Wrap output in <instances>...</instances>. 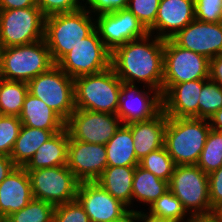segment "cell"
Here are the masks:
<instances>
[{
  "instance_id": "f546056e",
  "label": "cell",
  "mask_w": 222,
  "mask_h": 222,
  "mask_svg": "<svg viewBox=\"0 0 222 222\" xmlns=\"http://www.w3.org/2000/svg\"><path fill=\"white\" fill-rule=\"evenodd\" d=\"M55 206L33 198L21 210L9 215L3 222H53Z\"/></svg>"
},
{
  "instance_id": "e0dca14e",
  "label": "cell",
  "mask_w": 222,
  "mask_h": 222,
  "mask_svg": "<svg viewBox=\"0 0 222 222\" xmlns=\"http://www.w3.org/2000/svg\"><path fill=\"white\" fill-rule=\"evenodd\" d=\"M171 40L179 47L206 56L209 60L222 54V22L194 19Z\"/></svg>"
},
{
  "instance_id": "277c9868",
  "label": "cell",
  "mask_w": 222,
  "mask_h": 222,
  "mask_svg": "<svg viewBox=\"0 0 222 222\" xmlns=\"http://www.w3.org/2000/svg\"><path fill=\"white\" fill-rule=\"evenodd\" d=\"M121 85L112 67L74 78L75 109L117 114Z\"/></svg>"
},
{
  "instance_id": "bcb514c9",
  "label": "cell",
  "mask_w": 222,
  "mask_h": 222,
  "mask_svg": "<svg viewBox=\"0 0 222 222\" xmlns=\"http://www.w3.org/2000/svg\"><path fill=\"white\" fill-rule=\"evenodd\" d=\"M211 129L216 131L222 130V108L215 112L208 120Z\"/></svg>"
},
{
  "instance_id": "7402d4cb",
  "label": "cell",
  "mask_w": 222,
  "mask_h": 222,
  "mask_svg": "<svg viewBox=\"0 0 222 222\" xmlns=\"http://www.w3.org/2000/svg\"><path fill=\"white\" fill-rule=\"evenodd\" d=\"M68 146L69 133L65 128L43 143L24 168L37 170L67 165Z\"/></svg>"
},
{
  "instance_id": "7dc6e473",
  "label": "cell",
  "mask_w": 222,
  "mask_h": 222,
  "mask_svg": "<svg viewBox=\"0 0 222 222\" xmlns=\"http://www.w3.org/2000/svg\"><path fill=\"white\" fill-rule=\"evenodd\" d=\"M137 222L136 219V211L130 212L127 216H125L121 221L118 222Z\"/></svg>"
},
{
  "instance_id": "484cf974",
  "label": "cell",
  "mask_w": 222,
  "mask_h": 222,
  "mask_svg": "<svg viewBox=\"0 0 222 222\" xmlns=\"http://www.w3.org/2000/svg\"><path fill=\"white\" fill-rule=\"evenodd\" d=\"M131 128L121 124L114 136L105 144L108 166H138Z\"/></svg>"
},
{
  "instance_id": "d4e9b609",
  "label": "cell",
  "mask_w": 222,
  "mask_h": 222,
  "mask_svg": "<svg viewBox=\"0 0 222 222\" xmlns=\"http://www.w3.org/2000/svg\"><path fill=\"white\" fill-rule=\"evenodd\" d=\"M62 130H45L22 125L10 157L16 167H25L37 149Z\"/></svg>"
},
{
  "instance_id": "ab89813d",
  "label": "cell",
  "mask_w": 222,
  "mask_h": 222,
  "mask_svg": "<svg viewBox=\"0 0 222 222\" xmlns=\"http://www.w3.org/2000/svg\"><path fill=\"white\" fill-rule=\"evenodd\" d=\"M85 8L92 14L113 12L127 8V0H86ZM86 4H89L87 7Z\"/></svg>"
},
{
  "instance_id": "5b68a950",
  "label": "cell",
  "mask_w": 222,
  "mask_h": 222,
  "mask_svg": "<svg viewBox=\"0 0 222 222\" xmlns=\"http://www.w3.org/2000/svg\"><path fill=\"white\" fill-rule=\"evenodd\" d=\"M54 65L49 48L42 39L27 45L6 47L0 71L3 79L28 83Z\"/></svg>"
},
{
  "instance_id": "74e56055",
  "label": "cell",
  "mask_w": 222,
  "mask_h": 222,
  "mask_svg": "<svg viewBox=\"0 0 222 222\" xmlns=\"http://www.w3.org/2000/svg\"><path fill=\"white\" fill-rule=\"evenodd\" d=\"M45 17L54 14L73 12L82 9L84 5L80 0H36ZM85 2V0H81Z\"/></svg>"
},
{
  "instance_id": "5bb4252c",
  "label": "cell",
  "mask_w": 222,
  "mask_h": 222,
  "mask_svg": "<svg viewBox=\"0 0 222 222\" xmlns=\"http://www.w3.org/2000/svg\"><path fill=\"white\" fill-rule=\"evenodd\" d=\"M76 199L91 222H118L130 213L125 204L95 181L79 183Z\"/></svg>"
},
{
  "instance_id": "d6a6232c",
  "label": "cell",
  "mask_w": 222,
  "mask_h": 222,
  "mask_svg": "<svg viewBox=\"0 0 222 222\" xmlns=\"http://www.w3.org/2000/svg\"><path fill=\"white\" fill-rule=\"evenodd\" d=\"M222 108V87L215 81L207 79L203 84L199 98V118L209 120Z\"/></svg>"
},
{
  "instance_id": "1f68e13d",
  "label": "cell",
  "mask_w": 222,
  "mask_h": 222,
  "mask_svg": "<svg viewBox=\"0 0 222 222\" xmlns=\"http://www.w3.org/2000/svg\"><path fill=\"white\" fill-rule=\"evenodd\" d=\"M139 165L153 173L156 177L168 182L176 166L165 146L150 152L140 160Z\"/></svg>"
},
{
  "instance_id": "ba28073f",
  "label": "cell",
  "mask_w": 222,
  "mask_h": 222,
  "mask_svg": "<svg viewBox=\"0 0 222 222\" xmlns=\"http://www.w3.org/2000/svg\"><path fill=\"white\" fill-rule=\"evenodd\" d=\"M45 16L38 6L0 10V37L5 47L44 39Z\"/></svg>"
},
{
  "instance_id": "6da1fadb",
  "label": "cell",
  "mask_w": 222,
  "mask_h": 222,
  "mask_svg": "<svg viewBox=\"0 0 222 222\" xmlns=\"http://www.w3.org/2000/svg\"><path fill=\"white\" fill-rule=\"evenodd\" d=\"M152 37L148 33L131 40L117 47L111 57V67L122 82L135 84V81H141L151 94L162 93L165 46V40L156 34Z\"/></svg>"
},
{
  "instance_id": "4dcf8cb0",
  "label": "cell",
  "mask_w": 222,
  "mask_h": 222,
  "mask_svg": "<svg viewBox=\"0 0 222 222\" xmlns=\"http://www.w3.org/2000/svg\"><path fill=\"white\" fill-rule=\"evenodd\" d=\"M149 213L173 222H185L187 212L181 201L170 191H166L154 203L150 205Z\"/></svg>"
},
{
  "instance_id": "52a82bcc",
  "label": "cell",
  "mask_w": 222,
  "mask_h": 222,
  "mask_svg": "<svg viewBox=\"0 0 222 222\" xmlns=\"http://www.w3.org/2000/svg\"><path fill=\"white\" fill-rule=\"evenodd\" d=\"M169 190L191 215L212 212L208 174L197 165H177L168 182Z\"/></svg>"
},
{
  "instance_id": "d6986e66",
  "label": "cell",
  "mask_w": 222,
  "mask_h": 222,
  "mask_svg": "<svg viewBox=\"0 0 222 222\" xmlns=\"http://www.w3.org/2000/svg\"><path fill=\"white\" fill-rule=\"evenodd\" d=\"M194 7L195 0H160L155 23L149 33L155 34L156 31L158 38L171 39L195 19Z\"/></svg>"
},
{
  "instance_id": "ffe728a7",
  "label": "cell",
  "mask_w": 222,
  "mask_h": 222,
  "mask_svg": "<svg viewBox=\"0 0 222 222\" xmlns=\"http://www.w3.org/2000/svg\"><path fill=\"white\" fill-rule=\"evenodd\" d=\"M32 199L28 172L24 167L14 168L0 183V221L24 208Z\"/></svg>"
},
{
  "instance_id": "4316f807",
  "label": "cell",
  "mask_w": 222,
  "mask_h": 222,
  "mask_svg": "<svg viewBox=\"0 0 222 222\" xmlns=\"http://www.w3.org/2000/svg\"><path fill=\"white\" fill-rule=\"evenodd\" d=\"M169 190L168 181L156 177L150 171L136 166L132 184V204L134 199L149 204L154 203L161 195Z\"/></svg>"
},
{
  "instance_id": "681fc988",
  "label": "cell",
  "mask_w": 222,
  "mask_h": 222,
  "mask_svg": "<svg viewBox=\"0 0 222 222\" xmlns=\"http://www.w3.org/2000/svg\"><path fill=\"white\" fill-rule=\"evenodd\" d=\"M217 212L220 214V216L222 218V206L217 210Z\"/></svg>"
},
{
  "instance_id": "9c48e42d",
  "label": "cell",
  "mask_w": 222,
  "mask_h": 222,
  "mask_svg": "<svg viewBox=\"0 0 222 222\" xmlns=\"http://www.w3.org/2000/svg\"><path fill=\"white\" fill-rule=\"evenodd\" d=\"M111 57L112 52L104 45L95 29L56 65L74 79L109 69L111 67Z\"/></svg>"
},
{
  "instance_id": "30bf717a",
  "label": "cell",
  "mask_w": 222,
  "mask_h": 222,
  "mask_svg": "<svg viewBox=\"0 0 222 222\" xmlns=\"http://www.w3.org/2000/svg\"><path fill=\"white\" fill-rule=\"evenodd\" d=\"M26 171L30 177L33 198L54 206L76 199L80 182L67 165Z\"/></svg>"
},
{
  "instance_id": "83f0119b",
  "label": "cell",
  "mask_w": 222,
  "mask_h": 222,
  "mask_svg": "<svg viewBox=\"0 0 222 222\" xmlns=\"http://www.w3.org/2000/svg\"><path fill=\"white\" fill-rule=\"evenodd\" d=\"M27 94L26 82L3 79L0 83V115L19 117Z\"/></svg>"
},
{
  "instance_id": "7c38bea8",
  "label": "cell",
  "mask_w": 222,
  "mask_h": 222,
  "mask_svg": "<svg viewBox=\"0 0 222 222\" xmlns=\"http://www.w3.org/2000/svg\"><path fill=\"white\" fill-rule=\"evenodd\" d=\"M116 114L75 109L65 122L69 139L105 145L121 126Z\"/></svg>"
},
{
  "instance_id": "ac0fdd59",
  "label": "cell",
  "mask_w": 222,
  "mask_h": 222,
  "mask_svg": "<svg viewBox=\"0 0 222 222\" xmlns=\"http://www.w3.org/2000/svg\"><path fill=\"white\" fill-rule=\"evenodd\" d=\"M206 80L162 86V110L167 117L199 118V98Z\"/></svg>"
},
{
  "instance_id": "836d02e7",
  "label": "cell",
  "mask_w": 222,
  "mask_h": 222,
  "mask_svg": "<svg viewBox=\"0 0 222 222\" xmlns=\"http://www.w3.org/2000/svg\"><path fill=\"white\" fill-rule=\"evenodd\" d=\"M21 127L19 117L0 115V155L10 156Z\"/></svg>"
},
{
  "instance_id": "603a6c76",
  "label": "cell",
  "mask_w": 222,
  "mask_h": 222,
  "mask_svg": "<svg viewBox=\"0 0 222 222\" xmlns=\"http://www.w3.org/2000/svg\"><path fill=\"white\" fill-rule=\"evenodd\" d=\"M136 166H107L95 181L114 198L125 204L130 212L132 204V184Z\"/></svg>"
},
{
  "instance_id": "8d00e7d4",
  "label": "cell",
  "mask_w": 222,
  "mask_h": 222,
  "mask_svg": "<svg viewBox=\"0 0 222 222\" xmlns=\"http://www.w3.org/2000/svg\"><path fill=\"white\" fill-rule=\"evenodd\" d=\"M195 19L202 22H222V0H195Z\"/></svg>"
},
{
  "instance_id": "f35d334b",
  "label": "cell",
  "mask_w": 222,
  "mask_h": 222,
  "mask_svg": "<svg viewBox=\"0 0 222 222\" xmlns=\"http://www.w3.org/2000/svg\"><path fill=\"white\" fill-rule=\"evenodd\" d=\"M208 181L211 208L217 211L222 206V166L208 174Z\"/></svg>"
},
{
  "instance_id": "f907efd6",
  "label": "cell",
  "mask_w": 222,
  "mask_h": 222,
  "mask_svg": "<svg viewBox=\"0 0 222 222\" xmlns=\"http://www.w3.org/2000/svg\"><path fill=\"white\" fill-rule=\"evenodd\" d=\"M2 80H3V76H2L1 71H0V83H1Z\"/></svg>"
},
{
  "instance_id": "c3c4849f",
  "label": "cell",
  "mask_w": 222,
  "mask_h": 222,
  "mask_svg": "<svg viewBox=\"0 0 222 222\" xmlns=\"http://www.w3.org/2000/svg\"><path fill=\"white\" fill-rule=\"evenodd\" d=\"M5 48L6 47H5L4 43H3V40L0 37V64H1V61H2V57L4 55Z\"/></svg>"
},
{
  "instance_id": "d590c367",
  "label": "cell",
  "mask_w": 222,
  "mask_h": 222,
  "mask_svg": "<svg viewBox=\"0 0 222 222\" xmlns=\"http://www.w3.org/2000/svg\"><path fill=\"white\" fill-rule=\"evenodd\" d=\"M53 222H91L84 208L77 199L57 205L54 209Z\"/></svg>"
},
{
  "instance_id": "3957f363",
  "label": "cell",
  "mask_w": 222,
  "mask_h": 222,
  "mask_svg": "<svg viewBox=\"0 0 222 222\" xmlns=\"http://www.w3.org/2000/svg\"><path fill=\"white\" fill-rule=\"evenodd\" d=\"M211 127L207 119L167 117L164 146L175 165H196Z\"/></svg>"
},
{
  "instance_id": "60d3db41",
  "label": "cell",
  "mask_w": 222,
  "mask_h": 222,
  "mask_svg": "<svg viewBox=\"0 0 222 222\" xmlns=\"http://www.w3.org/2000/svg\"><path fill=\"white\" fill-rule=\"evenodd\" d=\"M209 79L217 82L222 87V54L210 59Z\"/></svg>"
},
{
  "instance_id": "7a4b0ae2",
  "label": "cell",
  "mask_w": 222,
  "mask_h": 222,
  "mask_svg": "<svg viewBox=\"0 0 222 222\" xmlns=\"http://www.w3.org/2000/svg\"><path fill=\"white\" fill-rule=\"evenodd\" d=\"M90 15L93 14L83 7L45 17L44 40L54 64L95 30V18Z\"/></svg>"
},
{
  "instance_id": "8992f818",
  "label": "cell",
  "mask_w": 222,
  "mask_h": 222,
  "mask_svg": "<svg viewBox=\"0 0 222 222\" xmlns=\"http://www.w3.org/2000/svg\"><path fill=\"white\" fill-rule=\"evenodd\" d=\"M27 84L28 93L42 100L65 122L75 111L74 79L56 64Z\"/></svg>"
},
{
  "instance_id": "f6af8a7d",
  "label": "cell",
  "mask_w": 222,
  "mask_h": 222,
  "mask_svg": "<svg viewBox=\"0 0 222 222\" xmlns=\"http://www.w3.org/2000/svg\"><path fill=\"white\" fill-rule=\"evenodd\" d=\"M135 211H136L137 222L139 221L141 222H173L170 220L162 219L161 217L154 216L150 213H145L142 210L141 211L134 210V212Z\"/></svg>"
},
{
  "instance_id": "2e32d148",
  "label": "cell",
  "mask_w": 222,
  "mask_h": 222,
  "mask_svg": "<svg viewBox=\"0 0 222 222\" xmlns=\"http://www.w3.org/2000/svg\"><path fill=\"white\" fill-rule=\"evenodd\" d=\"M107 166L105 145L69 139L67 167L80 183L96 181Z\"/></svg>"
},
{
  "instance_id": "9a60e30c",
  "label": "cell",
  "mask_w": 222,
  "mask_h": 222,
  "mask_svg": "<svg viewBox=\"0 0 222 222\" xmlns=\"http://www.w3.org/2000/svg\"><path fill=\"white\" fill-rule=\"evenodd\" d=\"M137 88L135 84L122 82L116 115L124 125L150 120L162 111V93L151 96Z\"/></svg>"
},
{
  "instance_id": "8fae6325",
  "label": "cell",
  "mask_w": 222,
  "mask_h": 222,
  "mask_svg": "<svg viewBox=\"0 0 222 222\" xmlns=\"http://www.w3.org/2000/svg\"><path fill=\"white\" fill-rule=\"evenodd\" d=\"M209 59L165 40L163 86L209 78Z\"/></svg>"
},
{
  "instance_id": "ee69618b",
  "label": "cell",
  "mask_w": 222,
  "mask_h": 222,
  "mask_svg": "<svg viewBox=\"0 0 222 222\" xmlns=\"http://www.w3.org/2000/svg\"><path fill=\"white\" fill-rule=\"evenodd\" d=\"M14 168H16V166L10 156L0 155V183Z\"/></svg>"
},
{
  "instance_id": "b9f144b4",
  "label": "cell",
  "mask_w": 222,
  "mask_h": 222,
  "mask_svg": "<svg viewBox=\"0 0 222 222\" xmlns=\"http://www.w3.org/2000/svg\"><path fill=\"white\" fill-rule=\"evenodd\" d=\"M37 6L36 0H0V10Z\"/></svg>"
},
{
  "instance_id": "f1b7e54d",
  "label": "cell",
  "mask_w": 222,
  "mask_h": 222,
  "mask_svg": "<svg viewBox=\"0 0 222 222\" xmlns=\"http://www.w3.org/2000/svg\"><path fill=\"white\" fill-rule=\"evenodd\" d=\"M196 165L206 174L222 166V133L220 131L210 129Z\"/></svg>"
},
{
  "instance_id": "4fadbf2b",
  "label": "cell",
  "mask_w": 222,
  "mask_h": 222,
  "mask_svg": "<svg viewBox=\"0 0 222 222\" xmlns=\"http://www.w3.org/2000/svg\"><path fill=\"white\" fill-rule=\"evenodd\" d=\"M96 16L95 29L111 52L129 41L139 39L149 33L127 8Z\"/></svg>"
},
{
  "instance_id": "7bdbcfd3",
  "label": "cell",
  "mask_w": 222,
  "mask_h": 222,
  "mask_svg": "<svg viewBox=\"0 0 222 222\" xmlns=\"http://www.w3.org/2000/svg\"><path fill=\"white\" fill-rule=\"evenodd\" d=\"M186 222H222V218L217 211H212L205 214L189 215Z\"/></svg>"
},
{
  "instance_id": "44dd1931",
  "label": "cell",
  "mask_w": 222,
  "mask_h": 222,
  "mask_svg": "<svg viewBox=\"0 0 222 222\" xmlns=\"http://www.w3.org/2000/svg\"><path fill=\"white\" fill-rule=\"evenodd\" d=\"M166 125L167 116L163 110L150 120L128 124L134 140L135 154L139 161L150 152L164 147Z\"/></svg>"
},
{
  "instance_id": "e575fe53",
  "label": "cell",
  "mask_w": 222,
  "mask_h": 222,
  "mask_svg": "<svg viewBox=\"0 0 222 222\" xmlns=\"http://www.w3.org/2000/svg\"><path fill=\"white\" fill-rule=\"evenodd\" d=\"M160 0H127V9L149 30L155 23Z\"/></svg>"
},
{
  "instance_id": "cb8c5ba5",
  "label": "cell",
  "mask_w": 222,
  "mask_h": 222,
  "mask_svg": "<svg viewBox=\"0 0 222 222\" xmlns=\"http://www.w3.org/2000/svg\"><path fill=\"white\" fill-rule=\"evenodd\" d=\"M19 119L22 125L28 127L45 130L65 129V121L42 100L30 93L25 97Z\"/></svg>"
}]
</instances>
